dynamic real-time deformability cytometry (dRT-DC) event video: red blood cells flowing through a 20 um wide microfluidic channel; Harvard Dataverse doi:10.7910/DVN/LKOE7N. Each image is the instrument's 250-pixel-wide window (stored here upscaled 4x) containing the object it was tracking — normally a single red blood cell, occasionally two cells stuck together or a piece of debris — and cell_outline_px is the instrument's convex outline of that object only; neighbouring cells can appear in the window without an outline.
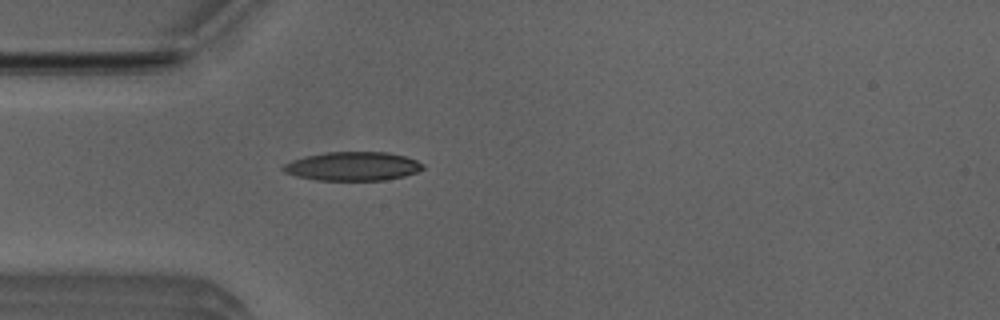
{"species": "Egyptian fruit bat (a non-hibernating species)", "species_latin": "Rousettus aegyptiacus", "temperature_condition": "room temperature", "stored_images_in_passage": 1, "camera_frame_rate_fps": 3000, "um_per_image_px": 0.085, "animal": {"sex": "male"}, "frame": {"image": 1, "passage_image": 1, "time_ms": 0.0, "image_size_px": [1000, 320], "cell_outline_px": [[424, 168], [416, 172], [404, 176], [384, 180], [316, 180], [296, 176], [284, 172], [280, 168], [284, 164], [292, 160], [304, 156], [328, 152], [388, 152], [404, 156], [416, 160], [424, 164]], "centroid_in_image_um": [29.96, 14.13], "position_along_channel_um": 55.0, "area_um2": 23.47}}